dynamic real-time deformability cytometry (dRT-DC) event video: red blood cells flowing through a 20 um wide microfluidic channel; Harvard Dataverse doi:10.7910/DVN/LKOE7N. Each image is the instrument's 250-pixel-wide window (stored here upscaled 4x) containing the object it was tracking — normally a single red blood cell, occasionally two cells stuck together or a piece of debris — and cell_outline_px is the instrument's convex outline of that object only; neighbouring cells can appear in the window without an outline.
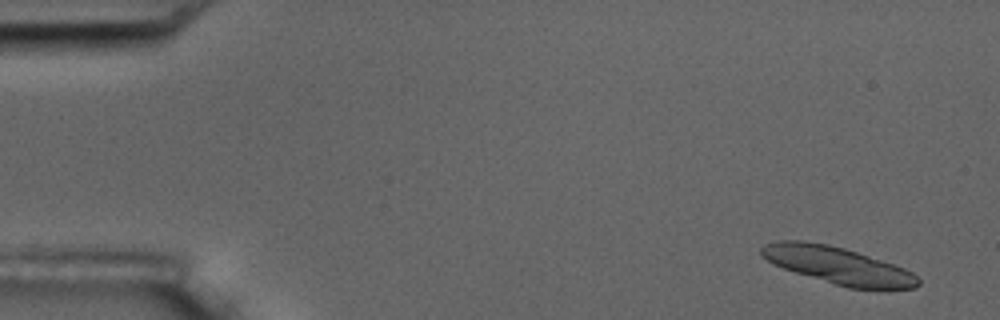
{"species": "common noctule bat (a hibernating species)", "species_latin": "Nyctalus noctula", "temperature_condition": "room temperature", "stored_images_in_passage": 5, "camera_frame_rate_fps": 3000, "um_per_image_px": 0.085, "animal": {"sex": "male", "body_mass_g": 17.5, "forearm_length_mm": 52.3}, "frame": {"image": 1, "passage_image": 1, "time_ms": 0.0, "image_size_px": [1000, 320], "cell_outline_px": [[920, 284], [916, 288], [884, 292], [848, 288], [796, 272], [772, 264], [760, 256], [760, 248], [764, 244], [776, 240], [804, 240], [828, 244], [844, 248], [904, 268], [912, 272], [920, 280]], "centroid_in_image_um": [71.26, 22.6], "position_along_channel_um": 13.7, "area_um2": 34.51}}